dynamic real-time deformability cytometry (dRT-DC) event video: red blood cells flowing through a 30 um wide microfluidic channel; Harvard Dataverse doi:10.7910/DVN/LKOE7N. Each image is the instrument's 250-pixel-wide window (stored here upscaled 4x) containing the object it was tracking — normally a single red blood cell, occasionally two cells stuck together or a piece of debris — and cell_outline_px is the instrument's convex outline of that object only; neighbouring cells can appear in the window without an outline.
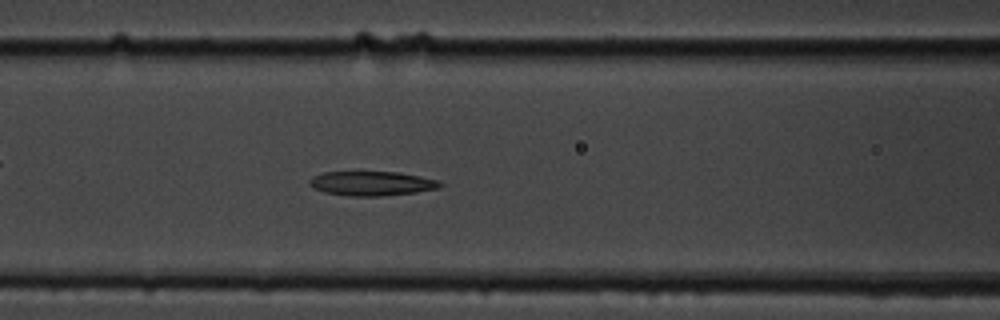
{"species": "common noctule bat (a hibernating species)", "species_latin": "Nyctalus noctula", "temperature_condition": "cold", "stored_images_in_passage": 55, "camera_frame_rate_fps": 3000, "um_per_image_px": 0.085, "animal": {"sex": "male", "body_mass_g": 19.5, "forearm_length_mm": 54.6}, "frame": {"image": 1, "passage_image": 22, "time_ms": 7.0, "image_size_px": [1000, 320], "cell_outline_px": [[444, 184], [440, 188], [416, 192], [380, 196], [348, 196], [324, 192], [312, 188], [308, 184], [308, 180], [312, 176], [324, 172], [400, 172], [420, 176], [436, 180]], "centroid_in_image_um": [31.56, 15.59], "position_along_channel_um": 135.0, "area_um2": 18.67}}
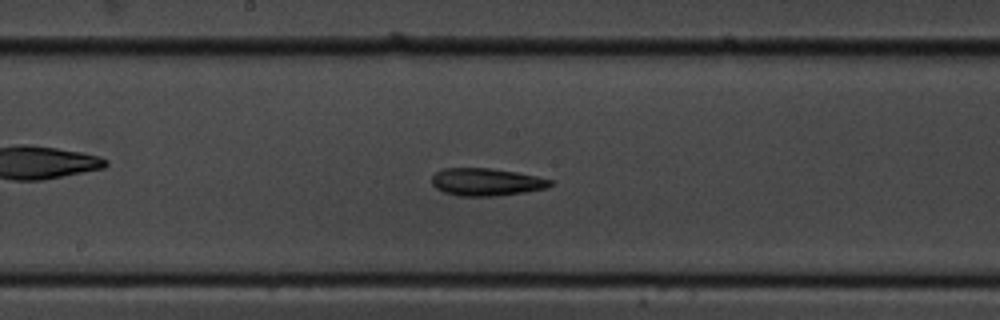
{"frame": {"image": 2, "passage_image": 28, "time_ms": 9.0, "image_size_px": [1000, 320], "cell_outline_px": [[552, 184], [548, 188], [524, 192], [496, 196], [460, 196], [444, 192], [436, 188], [432, 184], [432, 176], [436, 172], [444, 168], [492, 168], [516, 172], [536, 176], [552, 180]], "centroid_in_image_um": [41.33, 15.47], "position_along_channel_um": 206.9, "area_um2": 19.02}}
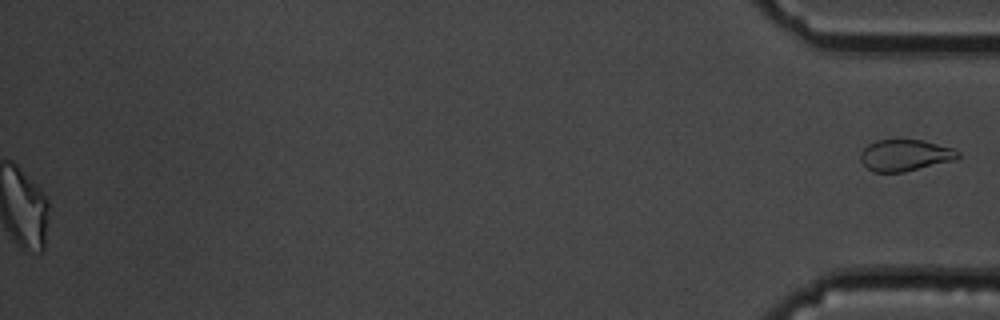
{"frame": {"image": 3, "passage_image": 55, "time_ms": 18.0, "image_size_px": [1000, 320], "cell_outline_px": [[960, 156], [956, 160], [904, 172], [872, 172], [860, 160], [860, 152], [868, 144], [876, 140], [924, 140], [952, 148], [960, 152]], "centroid_in_image_um": [76.94, 13.2], "position_along_channel_um": 358.3, "area_um2": 17.98}}